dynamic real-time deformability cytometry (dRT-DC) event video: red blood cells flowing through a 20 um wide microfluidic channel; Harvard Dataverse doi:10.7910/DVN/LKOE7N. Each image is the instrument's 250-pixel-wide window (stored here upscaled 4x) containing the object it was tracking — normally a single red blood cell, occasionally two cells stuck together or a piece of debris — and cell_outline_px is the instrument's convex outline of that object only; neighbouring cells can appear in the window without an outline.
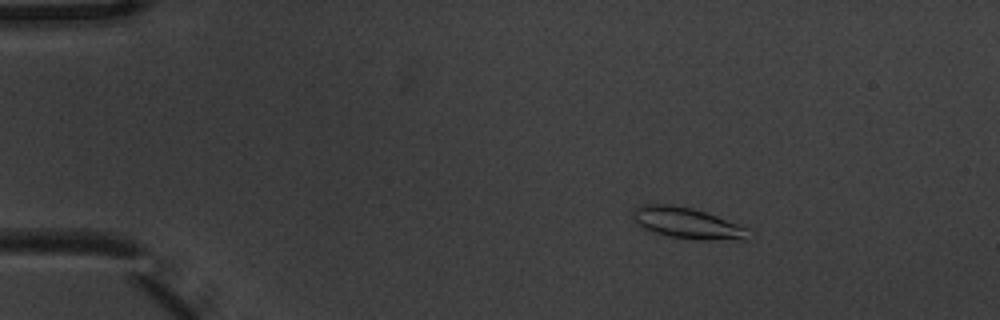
{"species": "common noctule bat (a hibernating species)", "species_latin": "Nyctalus noctula", "temperature_condition": "warm", "stored_images_in_passage": 6, "camera_frame_rate_fps": 3000, "um_per_image_px": 0.085, "animal": {"sex": "male", "body_mass_g": 20.1, "forearm_length_mm": 53.5}, "frame": {"image": 1, "passage_image": 3, "time_ms": 0.667, "image_size_px": [1000, 320], "cell_outline_px": [[752, 228], [748, 240], [700, 240], [668, 236], [644, 228], [636, 224], [632, 216], [632, 212], [640, 204], [672, 204], [692, 208]], "centroid_in_image_um": [58.48, 18.97], "position_along_channel_um": 26.5, "area_um2": 21.21}}